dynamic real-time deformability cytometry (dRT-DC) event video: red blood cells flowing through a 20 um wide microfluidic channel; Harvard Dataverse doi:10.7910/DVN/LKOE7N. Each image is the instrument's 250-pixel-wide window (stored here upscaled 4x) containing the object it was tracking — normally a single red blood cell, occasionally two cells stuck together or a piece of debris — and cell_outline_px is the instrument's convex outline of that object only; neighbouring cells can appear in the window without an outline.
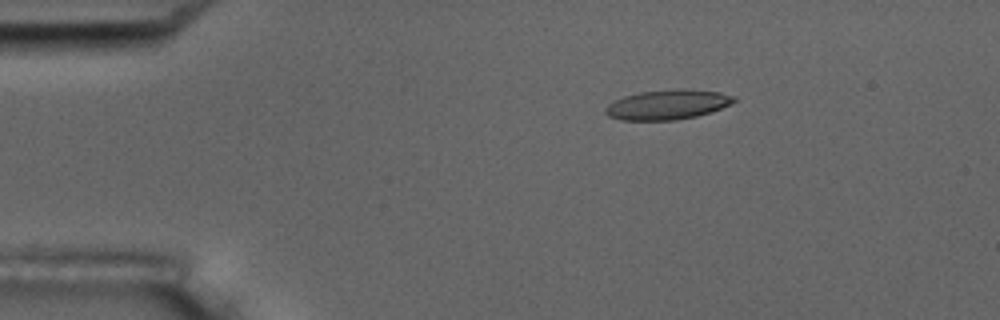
{"species": "common noctule bat (a hibernating species)", "species_latin": "Nyctalus noctula", "temperature_condition": "room temperature", "stored_images_in_passage": 3, "camera_frame_rate_fps": 3000, "um_per_image_px": 0.085, "animal": {"sex": "male", "body_mass_g": 17.5, "forearm_length_mm": 52.3}, "frame": {"image": 1, "passage_image": 1, "time_ms": 0.0, "image_size_px": [1000, 320], "cell_outline_px": [[736, 100], [720, 108], [696, 116], [676, 120], [620, 120], [608, 116], [604, 112], [604, 108], [608, 104], [624, 96], [640, 92], [676, 88], [684, 88], [720, 92], [736, 96]], "centroid_in_image_um": [56.71, 8.88], "position_along_channel_um": 28.3, "area_um2": 22.31}}
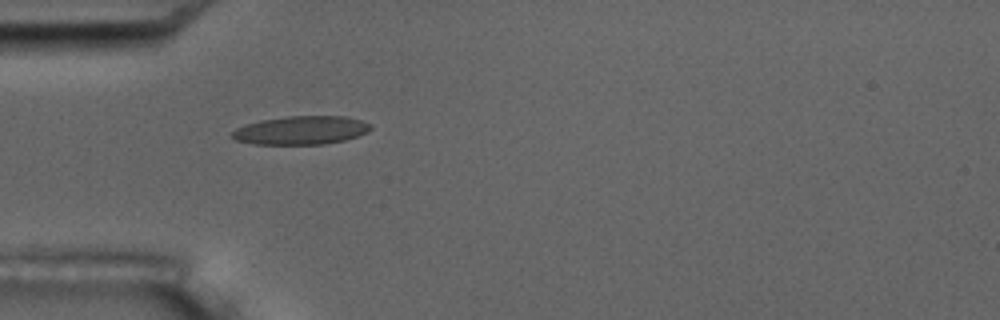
{"frame": {"image": 2, "passage_image": 3, "time_ms": 2.333, "image_size_px": [1000, 320], "cell_outline_px": [[372, 128], [368, 132], [360, 136], [344, 140], [324, 144], [252, 144], [236, 140], [232, 136], [232, 132], [236, 128], [260, 120], [288, 116], [344, 116], [360, 120], [372, 124]], "centroid_in_image_um": [25.63, 11.07], "position_along_channel_um": 59.4, "area_um2": 23.0}}